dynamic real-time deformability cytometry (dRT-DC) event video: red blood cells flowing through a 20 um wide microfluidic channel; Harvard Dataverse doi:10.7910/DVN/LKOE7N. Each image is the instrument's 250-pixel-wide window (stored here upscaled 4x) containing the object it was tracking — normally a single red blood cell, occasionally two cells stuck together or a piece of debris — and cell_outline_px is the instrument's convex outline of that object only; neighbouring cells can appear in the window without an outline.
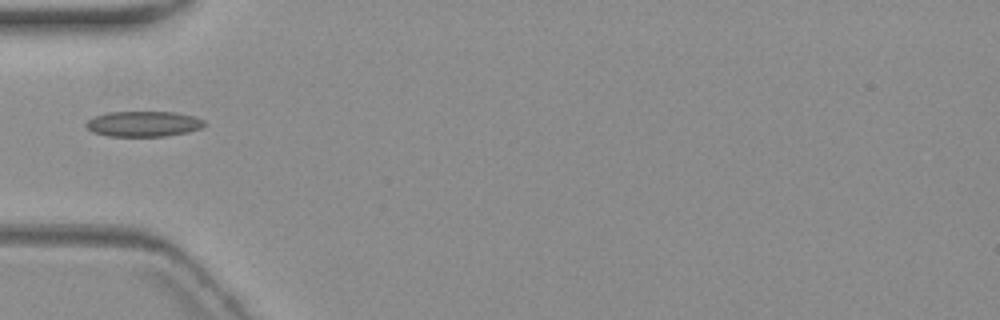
{"species": "common noctule bat (a hibernating species)", "species_latin": "Nyctalus noctula", "temperature_condition": "warm", "stored_images_in_passage": 1, "camera_frame_rate_fps": 3000, "um_per_image_px": 0.085, "animal": {"sex": "female", "body_mass_g": 19.3, "forearm_length_mm": 54.1}, "frame": {"image": 1, "passage_image": 1, "time_ms": 0.0, "image_size_px": [1000, 320], "cell_outline_px": [[208, 124], [204, 128], [188, 132], [164, 136], [108, 136], [92, 132], [84, 124], [88, 120], [96, 116], [108, 112], [176, 112], [192, 116], [204, 120]], "centroid_in_image_um": [12.24, 10.53], "position_along_channel_um": 72.8, "area_um2": 17.63}}